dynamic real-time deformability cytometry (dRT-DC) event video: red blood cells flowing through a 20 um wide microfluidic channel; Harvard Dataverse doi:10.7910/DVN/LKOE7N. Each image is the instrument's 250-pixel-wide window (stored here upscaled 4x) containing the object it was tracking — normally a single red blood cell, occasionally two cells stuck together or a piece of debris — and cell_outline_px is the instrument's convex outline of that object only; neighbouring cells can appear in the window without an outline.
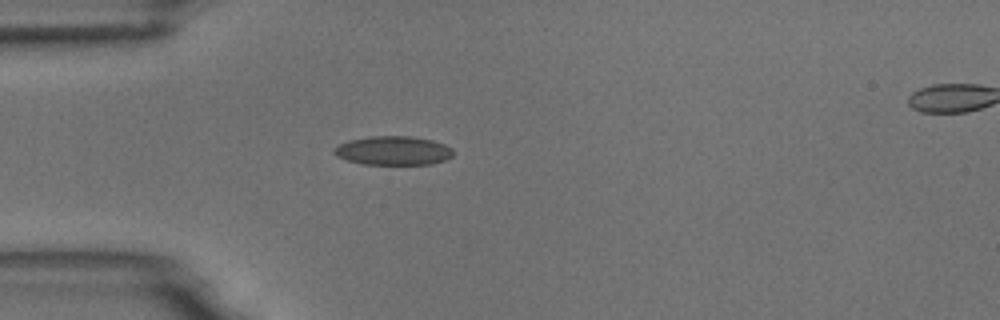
{"species": "common noctule bat (a hibernating species)", "species_latin": "Nyctalus noctula", "temperature_condition": "room temperature", "stored_images_in_passage": 5, "camera_frame_rate_fps": 3000, "um_per_image_px": 0.085, "animal": {"sex": "male", "body_mass_g": 18.8}, "frame": {"image": 1, "passage_image": 4, "time_ms": 3.667, "image_size_px": [1000, 320], "cell_outline_px": [[452, 156], [444, 160], [432, 164], [360, 164], [336, 156], [332, 152], [332, 148], [348, 140], [368, 136], [412, 136], [432, 140], [444, 144], [452, 148]], "centroid_in_image_um": [33.39, 12.79], "position_along_channel_um": 51.6, "area_um2": 20.17}}